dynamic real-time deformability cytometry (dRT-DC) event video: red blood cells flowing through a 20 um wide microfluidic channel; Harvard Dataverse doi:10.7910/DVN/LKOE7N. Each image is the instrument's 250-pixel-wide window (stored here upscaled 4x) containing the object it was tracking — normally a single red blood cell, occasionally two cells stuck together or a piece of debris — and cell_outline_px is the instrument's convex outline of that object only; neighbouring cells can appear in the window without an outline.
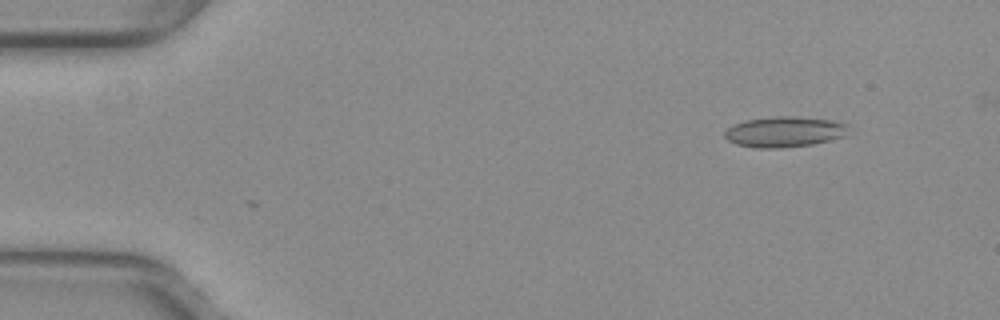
{"species": "common noctule bat (a hibernating species)", "species_latin": "Nyctalus noctula", "temperature_condition": "warm", "stored_images_in_passage": 6, "camera_frame_rate_fps": 3000, "um_per_image_px": 0.085, "animal": {"sex": "female", "body_mass_g": 29.2, "forearm_length_mm": 56.3}, "frame": {"image": 1, "passage_image": 6, "time_ms": 1.667, "image_size_px": [1000, 320], "cell_outline_px": [[844, 136], [812, 144], [780, 148], [756, 148], [736, 144], [728, 140], [724, 136], [724, 132], [728, 128], [744, 120], [772, 116], [796, 116], [832, 120], [844, 124]], "centroid_in_image_um": [66.59, 11.2], "position_along_channel_um": 18.4, "area_um2": 21.73}}